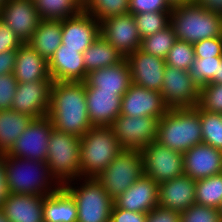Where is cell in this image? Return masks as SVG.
Returning <instances> with one entry per match:
<instances>
[{"label":"cell","mask_w":222,"mask_h":222,"mask_svg":"<svg viewBox=\"0 0 222 222\" xmlns=\"http://www.w3.org/2000/svg\"><path fill=\"white\" fill-rule=\"evenodd\" d=\"M197 106L203 111L222 114V84L201 86Z\"/></svg>","instance_id":"cell-39"},{"label":"cell","mask_w":222,"mask_h":222,"mask_svg":"<svg viewBox=\"0 0 222 222\" xmlns=\"http://www.w3.org/2000/svg\"><path fill=\"white\" fill-rule=\"evenodd\" d=\"M124 57L101 34L83 53L86 72L118 64Z\"/></svg>","instance_id":"cell-30"},{"label":"cell","mask_w":222,"mask_h":222,"mask_svg":"<svg viewBox=\"0 0 222 222\" xmlns=\"http://www.w3.org/2000/svg\"><path fill=\"white\" fill-rule=\"evenodd\" d=\"M22 44L11 28L0 20V53L17 50Z\"/></svg>","instance_id":"cell-44"},{"label":"cell","mask_w":222,"mask_h":222,"mask_svg":"<svg viewBox=\"0 0 222 222\" xmlns=\"http://www.w3.org/2000/svg\"><path fill=\"white\" fill-rule=\"evenodd\" d=\"M193 46L196 58L222 57V37L204 39Z\"/></svg>","instance_id":"cell-43"},{"label":"cell","mask_w":222,"mask_h":222,"mask_svg":"<svg viewBox=\"0 0 222 222\" xmlns=\"http://www.w3.org/2000/svg\"><path fill=\"white\" fill-rule=\"evenodd\" d=\"M46 164L61 186L81 178L80 137L53 128L49 136Z\"/></svg>","instance_id":"cell-6"},{"label":"cell","mask_w":222,"mask_h":222,"mask_svg":"<svg viewBox=\"0 0 222 222\" xmlns=\"http://www.w3.org/2000/svg\"><path fill=\"white\" fill-rule=\"evenodd\" d=\"M180 222H222V218L219 209L193 204L180 214Z\"/></svg>","instance_id":"cell-40"},{"label":"cell","mask_w":222,"mask_h":222,"mask_svg":"<svg viewBox=\"0 0 222 222\" xmlns=\"http://www.w3.org/2000/svg\"><path fill=\"white\" fill-rule=\"evenodd\" d=\"M44 196L8 194L1 210L9 222H44Z\"/></svg>","instance_id":"cell-25"},{"label":"cell","mask_w":222,"mask_h":222,"mask_svg":"<svg viewBox=\"0 0 222 222\" xmlns=\"http://www.w3.org/2000/svg\"><path fill=\"white\" fill-rule=\"evenodd\" d=\"M126 59L131 69L132 84L160 92L166 67L165 59L140 49L131 53Z\"/></svg>","instance_id":"cell-18"},{"label":"cell","mask_w":222,"mask_h":222,"mask_svg":"<svg viewBox=\"0 0 222 222\" xmlns=\"http://www.w3.org/2000/svg\"><path fill=\"white\" fill-rule=\"evenodd\" d=\"M159 119L151 116L132 117L119 114L111 128L121 149L141 151L157 138Z\"/></svg>","instance_id":"cell-10"},{"label":"cell","mask_w":222,"mask_h":222,"mask_svg":"<svg viewBox=\"0 0 222 222\" xmlns=\"http://www.w3.org/2000/svg\"><path fill=\"white\" fill-rule=\"evenodd\" d=\"M160 93L169 109L193 108L199 103L200 87L188 71L166 65Z\"/></svg>","instance_id":"cell-11"},{"label":"cell","mask_w":222,"mask_h":222,"mask_svg":"<svg viewBox=\"0 0 222 222\" xmlns=\"http://www.w3.org/2000/svg\"><path fill=\"white\" fill-rule=\"evenodd\" d=\"M79 2V4L83 7L88 0H77Z\"/></svg>","instance_id":"cell-53"},{"label":"cell","mask_w":222,"mask_h":222,"mask_svg":"<svg viewBox=\"0 0 222 222\" xmlns=\"http://www.w3.org/2000/svg\"><path fill=\"white\" fill-rule=\"evenodd\" d=\"M147 214L127 211L113 205L110 222H146Z\"/></svg>","instance_id":"cell-45"},{"label":"cell","mask_w":222,"mask_h":222,"mask_svg":"<svg viewBox=\"0 0 222 222\" xmlns=\"http://www.w3.org/2000/svg\"><path fill=\"white\" fill-rule=\"evenodd\" d=\"M156 141L181 153L203 142L199 111L171 108L159 119Z\"/></svg>","instance_id":"cell-4"},{"label":"cell","mask_w":222,"mask_h":222,"mask_svg":"<svg viewBox=\"0 0 222 222\" xmlns=\"http://www.w3.org/2000/svg\"><path fill=\"white\" fill-rule=\"evenodd\" d=\"M0 20L7 24L22 43H28L40 21L34 0H6Z\"/></svg>","instance_id":"cell-15"},{"label":"cell","mask_w":222,"mask_h":222,"mask_svg":"<svg viewBox=\"0 0 222 222\" xmlns=\"http://www.w3.org/2000/svg\"><path fill=\"white\" fill-rule=\"evenodd\" d=\"M14 76L17 82L47 81L50 76L48 60L40 56L28 43L17 49Z\"/></svg>","instance_id":"cell-26"},{"label":"cell","mask_w":222,"mask_h":222,"mask_svg":"<svg viewBox=\"0 0 222 222\" xmlns=\"http://www.w3.org/2000/svg\"><path fill=\"white\" fill-rule=\"evenodd\" d=\"M17 83L13 73L0 75V111L11 109Z\"/></svg>","instance_id":"cell-42"},{"label":"cell","mask_w":222,"mask_h":222,"mask_svg":"<svg viewBox=\"0 0 222 222\" xmlns=\"http://www.w3.org/2000/svg\"><path fill=\"white\" fill-rule=\"evenodd\" d=\"M208 84H222V59L218 62L217 74H214L213 79Z\"/></svg>","instance_id":"cell-50"},{"label":"cell","mask_w":222,"mask_h":222,"mask_svg":"<svg viewBox=\"0 0 222 222\" xmlns=\"http://www.w3.org/2000/svg\"><path fill=\"white\" fill-rule=\"evenodd\" d=\"M83 11L101 22L112 16L129 13V0H88Z\"/></svg>","instance_id":"cell-34"},{"label":"cell","mask_w":222,"mask_h":222,"mask_svg":"<svg viewBox=\"0 0 222 222\" xmlns=\"http://www.w3.org/2000/svg\"><path fill=\"white\" fill-rule=\"evenodd\" d=\"M86 88L88 117L92 126H111L121 111L120 92L100 91L95 87Z\"/></svg>","instance_id":"cell-22"},{"label":"cell","mask_w":222,"mask_h":222,"mask_svg":"<svg viewBox=\"0 0 222 222\" xmlns=\"http://www.w3.org/2000/svg\"><path fill=\"white\" fill-rule=\"evenodd\" d=\"M171 12H145L135 14L137 30L142 38L153 35L170 25Z\"/></svg>","instance_id":"cell-36"},{"label":"cell","mask_w":222,"mask_h":222,"mask_svg":"<svg viewBox=\"0 0 222 222\" xmlns=\"http://www.w3.org/2000/svg\"><path fill=\"white\" fill-rule=\"evenodd\" d=\"M168 110L159 91L131 84L122 96L120 114L132 117L151 116L160 119Z\"/></svg>","instance_id":"cell-16"},{"label":"cell","mask_w":222,"mask_h":222,"mask_svg":"<svg viewBox=\"0 0 222 222\" xmlns=\"http://www.w3.org/2000/svg\"><path fill=\"white\" fill-rule=\"evenodd\" d=\"M101 36L127 58L140 48L141 37L134 15L112 16L100 22Z\"/></svg>","instance_id":"cell-14"},{"label":"cell","mask_w":222,"mask_h":222,"mask_svg":"<svg viewBox=\"0 0 222 222\" xmlns=\"http://www.w3.org/2000/svg\"><path fill=\"white\" fill-rule=\"evenodd\" d=\"M221 59L222 57L195 58L188 72L199 87L208 84L213 79L214 74H217L218 62Z\"/></svg>","instance_id":"cell-38"},{"label":"cell","mask_w":222,"mask_h":222,"mask_svg":"<svg viewBox=\"0 0 222 222\" xmlns=\"http://www.w3.org/2000/svg\"><path fill=\"white\" fill-rule=\"evenodd\" d=\"M144 174L141 151L122 149L97 180L114 200Z\"/></svg>","instance_id":"cell-8"},{"label":"cell","mask_w":222,"mask_h":222,"mask_svg":"<svg viewBox=\"0 0 222 222\" xmlns=\"http://www.w3.org/2000/svg\"><path fill=\"white\" fill-rule=\"evenodd\" d=\"M176 40L173 27L169 25L153 35L142 38L139 49L153 56L165 59Z\"/></svg>","instance_id":"cell-33"},{"label":"cell","mask_w":222,"mask_h":222,"mask_svg":"<svg viewBox=\"0 0 222 222\" xmlns=\"http://www.w3.org/2000/svg\"><path fill=\"white\" fill-rule=\"evenodd\" d=\"M201 7L222 15V0H195Z\"/></svg>","instance_id":"cell-49"},{"label":"cell","mask_w":222,"mask_h":222,"mask_svg":"<svg viewBox=\"0 0 222 222\" xmlns=\"http://www.w3.org/2000/svg\"><path fill=\"white\" fill-rule=\"evenodd\" d=\"M219 212H220V216H221V218H222V204H221V206L219 207Z\"/></svg>","instance_id":"cell-55"},{"label":"cell","mask_w":222,"mask_h":222,"mask_svg":"<svg viewBox=\"0 0 222 222\" xmlns=\"http://www.w3.org/2000/svg\"><path fill=\"white\" fill-rule=\"evenodd\" d=\"M195 108L199 111L203 143L222 150V114Z\"/></svg>","instance_id":"cell-35"},{"label":"cell","mask_w":222,"mask_h":222,"mask_svg":"<svg viewBox=\"0 0 222 222\" xmlns=\"http://www.w3.org/2000/svg\"><path fill=\"white\" fill-rule=\"evenodd\" d=\"M80 180L84 183L79 187L75 186L78 184L75 181L63 185L76 201L77 222H110L114 200L97 178H78L76 182Z\"/></svg>","instance_id":"cell-7"},{"label":"cell","mask_w":222,"mask_h":222,"mask_svg":"<svg viewBox=\"0 0 222 222\" xmlns=\"http://www.w3.org/2000/svg\"><path fill=\"white\" fill-rule=\"evenodd\" d=\"M180 212L157 206L147 214L146 222H180Z\"/></svg>","instance_id":"cell-46"},{"label":"cell","mask_w":222,"mask_h":222,"mask_svg":"<svg viewBox=\"0 0 222 222\" xmlns=\"http://www.w3.org/2000/svg\"><path fill=\"white\" fill-rule=\"evenodd\" d=\"M61 28V44L65 48L79 49L80 53H84L100 35V22L83 10L73 17L61 20Z\"/></svg>","instance_id":"cell-17"},{"label":"cell","mask_w":222,"mask_h":222,"mask_svg":"<svg viewBox=\"0 0 222 222\" xmlns=\"http://www.w3.org/2000/svg\"><path fill=\"white\" fill-rule=\"evenodd\" d=\"M34 118L12 109L0 111V154H7Z\"/></svg>","instance_id":"cell-29"},{"label":"cell","mask_w":222,"mask_h":222,"mask_svg":"<svg viewBox=\"0 0 222 222\" xmlns=\"http://www.w3.org/2000/svg\"><path fill=\"white\" fill-rule=\"evenodd\" d=\"M53 128L48 116L33 119L7 155L46 162L49 136Z\"/></svg>","instance_id":"cell-12"},{"label":"cell","mask_w":222,"mask_h":222,"mask_svg":"<svg viewBox=\"0 0 222 222\" xmlns=\"http://www.w3.org/2000/svg\"><path fill=\"white\" fill-rule=\"evenodd\" d=\"M195 58L193 44L177 39L169 50L165 62L170 67L188 71Z\"/></svg>","instance_id":"cell-37"},{"label":"cell","mask_w":222,"mask_h":222,"mask_svg":"<svg viewBox=\"0 0 222 222\" xmlns=\"http://www.w3.org/2000/svg\"><path fill=\"white\" fill-rule=\"evenodd\" d=\"M173 6L168 0H129V13L171 12Z\"/></svg>","instance_id":"cell-41"},{"label":"cell","mask_w":222,"mask_h":222,"mask_svg":"<svg viewBox=\"0 0 222 222\" xmlns=\"http://www.w3.org/2000/svg\"><path fill=\"white\" fill-rule=\"evenodd\" d=\"M184 175L194 180L222 173V150L200 143L183 153Z\"/></svg>","instance_id":"cell-19"},{"label":"cell","mask_w":222,"mask_h":222,"mask_svg":"<svg viewBox=\"0 0 222 222\" xmlns=\"http://www.w3.org/2000/svg\"><path fill=\"white\" fill-rule=\"evenodd\" d=\"M9 194L5 179L4 155L0 154V208Z\"/></svg>","instance_id":"cell-48"},{"label":"cell","mask_w":222,"mask_h":222,"mask_svg":"<svg viewBox=\"0 0 222 222\" xmlns=\"http://www.w3.org/2000/svg\"><path fill=\"white\" fill-rule=\"evenodd\" d=\"M85 87H95L100 91L120 92L122 95L132 84L131 69L126 58L116 65L90 71Z\"/></svg>","instance_id":"cell-24"},{"label":"cell","mask_w":222,"mask_h":222,"mask_svg":"<svg viewBox=\"0 0 222 222\" xmlns=\"http://www.w3.org/2000/svg\"><path fill=\"white\" fill-rule=\"evenodd\" d=\"M17 50L0 53V75L14 73Z\"/></svg>","instance_id":"cell-47"},{"label":"cell","mask_w":222,"mask_h":222,"mask_svg":"<svg viewBox=\"0 0 222 222\" xmlns=\"http://www.w3.org/2000/svg\"><path fill=\"white\" fill-rule=\"evenodd\" d=\"M3 155L5 179L10 194L46 196L61 187L51 175L46 162Z\"/></svg>","instance_id":"cell-2"},{"label":"cell","mask_w":222,"mask_h":222,"mask_svg":"<svg viewBox=\"0 0 222 222\" xmlns=\"http://www.w3.org/2000/svg\"><path fill=\"white\" fill-rule=\"evenodd\" d=\"M44 222H77V204L72 195L61 186L44 196Z\"/></svg>","instance_id":"cell-27"},{"label":"cell","mask_w":222,"mask_h":222,"mask_svg":"<svg viewBox=\"0 0 222 222\" xmlns=\"http://www.w3.org/2000/svg\"><path fill=\"white\" fill-rule=\"evenodd\" d=\"M50 76L53 82H84L87 77L83 53L79 49L65 48L61 44L48 60Z\"/></svg>","instance_id":"cell-21"},{"label":"cell","mask_w":222,"mask_h":222,"mask_svg":"<svg viewBox=\"0 0 222 222\" xmlns=\"http://www.w3.org/2000/svg\"><path fill=\"white\" fill-rule=\"evenodd\" d=\"M195 182L188 175L158 184V204L161 208L182 213L195 204Z\"/></svg>","instance_id":"cell-23"},{"label":"cell","mask_w":222,"mask_h":222,"mask_svg":"<svg viewBox=\"0 0 222 222\" xmlns=\"http://www.w3.org/2000/svg\"><path fill=\"white\" fill-rule=\"evenodd\" d=\"M5 1H6V0H0V10H1V8L3 7Z\"/></svg>","instance_id":"cell-54"},{"label":"cell","mask_w":222,"mask_h":222,"mask_svg":"<svg viewBox=\"0 0 222 222\" xmlns=\"http://www.w3.org/2000/svg\"><path fill=\"white\" fill-rule=\"evenodd\" d=\"M170 25L176 39L191 44L222 37V15L201 7L196 1L173 6Z\"/></svg>","instance_id":"cell-3"},{"label":"cell","mask_w":222,"mask_h":222,"mask_svg":"<svg viewBox=\"0 0 222 222\" xmlns=\"http://www.w3.org/2000/svg\"><path fill=\"white\" fill-rule=\"evenodd\" d=\"M168 1L172 6H175V5H180V4L188 3L195 0H168Z\"/></svg>","instance_id":"cell-51"},{"label":"cell","mask_w":222,"mask_h":222,"mask_svg":"<svg viewBox=\"0 0 222 222\" xmlns=\"http://www.w3.org/2000/svg\"><path fill=\"white\" fill-rule=\"evenodd\" d=\"M144 174L157 184L184 174L183 153L152 141L141 150Z\"/></svg>","instance_id":"cell-9"},{"label":"cell","mask_w":222,"mask_h":222,"mask_svg":"<svg viewBox=\"0 0 222 222\" xmlns=\"http://www.w3.org/2000/svg\"><path fill=\"white\" fill-rule=\"evenodd\" d=\"M0 222H9L4 216L2 210L0 209Z\"/></svg>","instance_id":"cell-52"},{"label":"cell","mask_w":222,"mask_h":222,"mask_svg":"<svg viewBox=\"0 0 222 222\" xmlns=\"http://www.w3.org/2000/svg\"><path fill=\"white\" fill-rule=\"evenodd\" d=\"M61 20L42 19L28 44L42 57L49 60L61 45Z\"/></svg>","instance_id":"cell-28"},{"label":"cell","mask_w":222,"mask_h":222,"mask_svg":"<svg viewBox=\"0 0 222 222\" xmlns=\"http://www.w3.org/2000/svg\"><path fill=\"white\" fill-rule=\"evenodd\" d=\"M44 20H64L79 14L83 7L77 0H34Z\"/></svg>","instance_id":"cell-31"},{"label":"cell","mask_w":222,"mask_h":222,"mask_svg":"<svg viewBox=\"0 0 222 222\" xmlns=\"http://www.w3.org/2000/svg\"><path fill=\"white\" fill-rule=\"evenodd\" d=\"M47 116L58 131L82 137L92 127L85 82H53Z\"/></svg>","instance_id":"cell-1"},{"label":"cell","mask_w":222,"mask_h":222,"mask_svg":"<svg viewBox=\"0 0 222 222\" xmlns=\"http://www.w3.org/2000/svg\"><path fill=\"white\" fill-rule=\"evenodd\" d=\"M195 204L219 209L222 204V173L196 180Z\"/></svg>","instance_id":"cell-32"},{"label":"cell","mask_w":222,"mask_h":222,"mask_svg":"<svg viewBox=\"0 0 222 222\" xmlns=\"http://www.w3.org/2000/svg\"><path fill=\"white\" fill-rule=\"evenodd\" d=\"M114 205L127 211L148 214L158 204V184L143 174L123 194L114 199Z\"/></svg>","instance_id":"cell-20"},{"label":"cell","mask_w":222,"mask_h":222,"mask_svg":"<svg viewBox=\"0 0 222 222\" xmlns=\"http://www.w3.org/2000/svg\"><path fill=\"white\" fill-rule=\"evenodd\" d=\"M121 150L111 126H92L80 137L81 178H97Z\"/></svg>","instance_id":"cell-5"},{"label":"cell","mask_w":222,"mask_h":222,"mask_svg":"<svg viewBox=\"0 0 222 222\" xmlns=\"http://www.w3.org/2000/svg\"><path fill=\"white\" fill-rule=\"evenodd\" d=\"M53 79L18 82L11 109L36 119L48 115Z\"/></svg>","instance_id":"cell-13"}]
</instances>
